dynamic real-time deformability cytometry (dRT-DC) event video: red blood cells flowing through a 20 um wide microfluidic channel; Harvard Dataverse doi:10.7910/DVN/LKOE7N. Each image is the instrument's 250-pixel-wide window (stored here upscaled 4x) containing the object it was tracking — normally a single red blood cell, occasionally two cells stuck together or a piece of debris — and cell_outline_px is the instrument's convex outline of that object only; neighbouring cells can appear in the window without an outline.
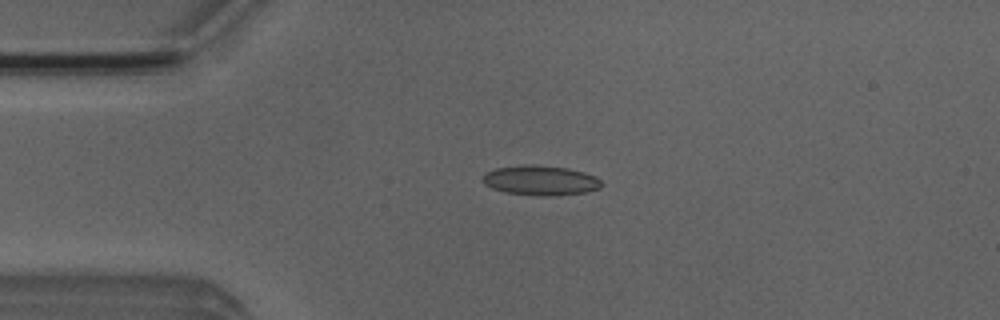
{"species": "Egyptian fruit bat (a non-hibernating species)", "species_latin": "Rousettus aegyptiacus", "temperature_condition": "room temperature", "stored_images_in_passage": 3, "camera_frame_rate_fps": 3000, "um_per_image_px": 0.085, "animal": {"sex": "male"}, "frame": {"image": 1, "passage_image": 3, "time_ms": 2.333, "image_size_px": [1000, 320], "cell_outline_px": [[604, 184], [600, 188], [584, 192], [548, 196], [540, 196], [504, 192], [492, 188], [484, 184], [480, 176], [484, 172], [496, 168], [524, 164], [532, 164], [568, 168], [584, 172], [596, 176]], "centroid_in_image_um": [45.91, 15.32], "position_along_channel_um": 39.1, "area_um2": 20.87}}